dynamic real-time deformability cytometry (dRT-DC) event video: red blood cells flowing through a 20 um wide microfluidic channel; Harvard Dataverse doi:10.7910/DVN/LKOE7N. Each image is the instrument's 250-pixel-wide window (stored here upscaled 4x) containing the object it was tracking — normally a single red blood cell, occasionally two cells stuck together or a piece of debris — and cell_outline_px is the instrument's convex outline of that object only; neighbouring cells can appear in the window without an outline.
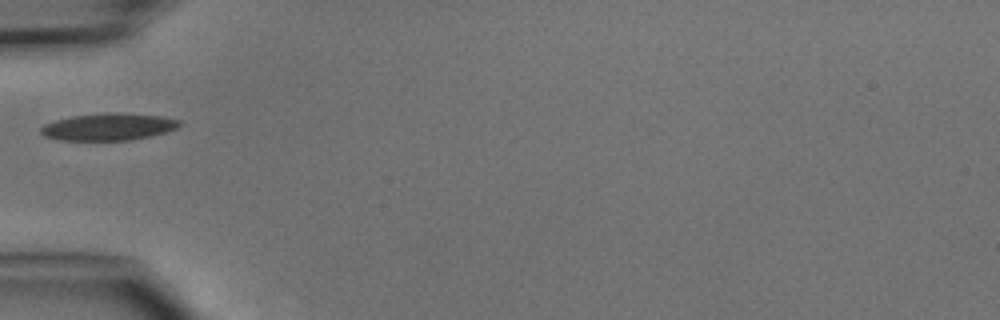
{"species": "common noctule bat (a hibernating species)", "species_latin": "Nyctalus noctula", "temperature_condition": "cold", "stored_images_in_passage": 2, "camera_frame_rate_fps": 3000, "um_per_image_px": 0.085, "animal": {"sex": "male", "body_mass_g": 15.6}, "frame": {"image": 1, "passage_image": 2, "time_ms": 1.0, "image_size_px": [1000, 320], "cell_outline_px": [[180, 124], [176, 128], [152, 136], [132, 140], [60, 140], [44, 136], [40, 132], [40, 128], [44, 124], [56, 120], [72, 116], [108, 112], [160, 116], [180, 120]], "centroid_in_image_um": [9.19, 10.78], "position_along_channel_um": 75.8, "area_um2": 21.73}}